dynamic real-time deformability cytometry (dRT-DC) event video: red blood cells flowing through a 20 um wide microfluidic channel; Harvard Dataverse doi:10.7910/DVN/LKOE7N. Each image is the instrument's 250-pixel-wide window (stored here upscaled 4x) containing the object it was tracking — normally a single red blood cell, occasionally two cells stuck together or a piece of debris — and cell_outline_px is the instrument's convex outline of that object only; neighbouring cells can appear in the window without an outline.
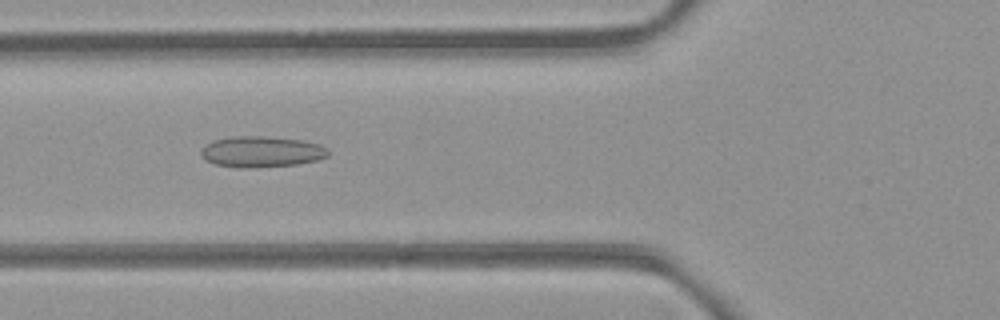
{"species": "common noctule bat (a hibernating species)", "species_latin": "Nyctalus noctula", "temperature_condition": "room temperature", "stored_images_in_passage": 47, "camera_frame_rate_fps": 3000, "um_per_image_px": 0.085, "animal": {"sex": "female", "body_mass_g": 21.9}, "frame": {"image": 1, "passage_image": 14, "time_ms": 4.333, "image_size_px": [1000, 320], "cell_outline_px": [[328, 156], [316, 160], [296, 164], [248, 168], [240, 168], [216, 164], [200, 156], [200, 152], [212, 140], [232, 136], [260, 136], [300, 140], [320, 144], [328, 148]], "centroid_in_image_um": [22.23, 12.89], "position_along_channel_um": 103.6, "area_um2": 22.72}}
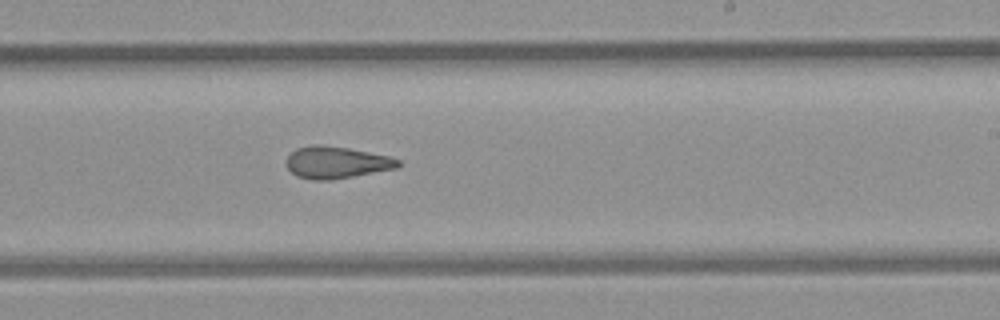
{"frame": {"image": 2, "passage_image": 26, "time_ms": 8.333, "image_size_px": [1000, 320], "cell_outline_px": [[400, 164], [396, 168], [332, 180], [312, 180], [296, 176], [288, 168], [288, 156], [296, 148], [312, 144], [324, 144], [348, 148], [388, 156], [400, 160]], "centroid_in_image_um": [28.58, 13.8], "position_along_channel_um": 260.4, "area_um2": 20.69}}
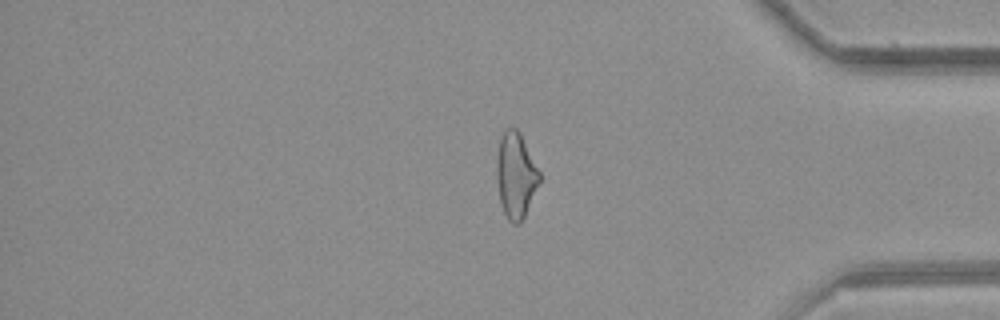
{"frame": {"image": 3, "passage_image": 38, "time_ms": 12.333, "image_size_px": [1000, 320], "cell_outline_px": [[540, 180], [524, 216], [520, 224], [512, 224], [508, 220], [504, 212], [500, 200], [496, 176], [496, 160], [500, 140], [504, 132], [508, 128], [516, 128], [520, 132], [540, 172]], "centroid_in_image_um": [43.83, 14.9], "position_along_channel_um": 391.4, "area_um2": 21.1}, "authors_computed_cell_mechanics": {"area_um2": 21.7328, "velocity_mm_per_s": 3.904, "shape_relaxation_time_tau1_ms": null, "shape_relaxation_time_tau2_ms": 3.3038, "deformation_change_tau1": null, "deformation_change_tau2": 0.1314}}